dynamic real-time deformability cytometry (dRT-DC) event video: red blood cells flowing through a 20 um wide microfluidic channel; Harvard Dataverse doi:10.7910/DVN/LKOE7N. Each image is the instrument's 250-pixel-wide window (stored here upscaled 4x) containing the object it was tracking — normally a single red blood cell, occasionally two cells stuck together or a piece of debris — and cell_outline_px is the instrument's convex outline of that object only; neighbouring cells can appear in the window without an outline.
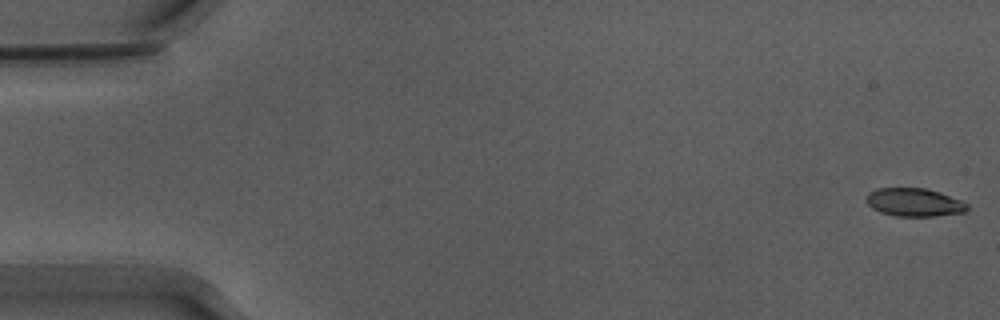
{"species": "Egyptian fruit bat (a non-hibernating species)", "species_latin": "Rousettus aegyptiacus", "temperature_condition": "warm", "stored_images_in_passage": 54, "camera_frame_rate_fps": 3000, "um_per_image_px": 0.085, "animal": {"sex": "male"}, "frame": {"image": 1, "passage_image": 1, "time_ms": 0.0, "image_size_px": [1000, 320], "cell_outline_px": [[968, 208], [964, 212], [936, 216], [896, 216], [880, 212], [872, 208], [864, 200], [868, 192], [876, 188], [924, 188], [940, 192], [964, 200], [968, 204]], "centroid_in_image_um": [77.71, 17.19], "position_along_channel_um": 7.3, "area_um2": 16.82}}
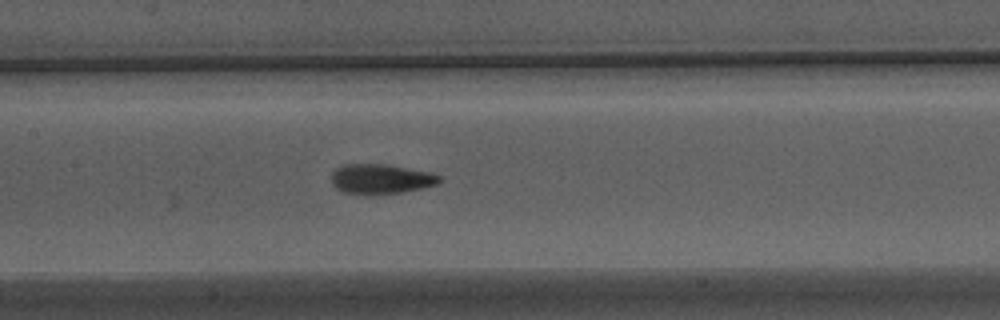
{"frame": {"image": 2, "passage_image": 26, "time_ms": 8.333, "image_size_px": [1000, 320], "cell_outline_px": [[440, 180], [436, 184], [404, 192], [376, 196], [364, 196], [344, 192], [336, 188], [332, 184], [332, 172], [336, 168], [344, 164], [388, 164], [428, 172], [440, 176]], "centroid_in_image_um": [32.31, 15.24], "position_along_channel_um": 175.1, "area_um2": 19.07}}
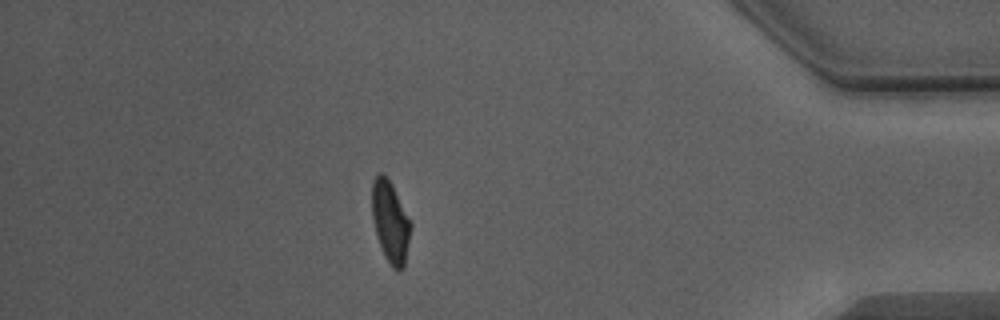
{"frame": {"image": 3, "passage_image": 47, "time_ms": 15.333, "image_size_px": [1000, 320], "cell_outline_px": [[412, 224], [404, 268], [400, 272], [392, 268], [384, 256], [376, 232], [372, 216], [372, 180], [380, 172], [392, 184]], "centroid_in_image_um": [33.19, 18.89], "position_along_channel_um": 402.0, "area_um2": 18.26}, "authors_computed_cell_mechanics": {"area_um2": 18.0914, "velocity_mm_per_s": 3.8743, "shape_relaxation_time_tau1_ms": 3.3333, "shape_relaxation_time_tau2_ms": 1.6709, "deformation_change_tau1": 0.1735, "deformation_change_tau2": 0.091}}